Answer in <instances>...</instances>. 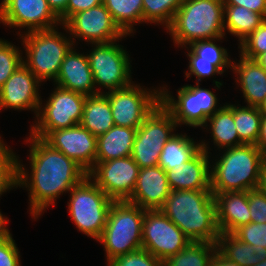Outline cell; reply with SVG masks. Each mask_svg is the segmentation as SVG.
<instances>
[{"instance_id":"1","label":"cell","mask_w":266,"mask_h":266,"mask_svg":"<svg viewBox=\"0 0 266 266\" xmlns=\"http://www.w3.org/2000/svg\"><path fill=\"white\" fill-rule=\"evenodd\" d=\"M26 138L30 145L28 159L31 172L17 156V188L29 191V214L37 220L48 207H54L56 199L79 184L87 172L43 139L31 134Z\"/></svg>"},{"instance_id":"2","label":"cell","mask_w":266,"mask_h":266,"mask_svg":"<svg viewBox=\"0 0 266 266\" xmlns=\"http://www.w3.org/2000/svg\"><path fill=\"white\" fill-rule=\"evenodd\" d=\"M160 210L191 241L217 243L220 232L211 190H173Z\"/></svg>"},{"instance_id":"3","label":"cell","mask_w":266,"mask_h":266,"mask_svg":"<svg viewBox=\"0 0 266 266\" xmlns=\"http://www.w3.org/2000/svg\"><path fill=\"white\" fill-rule=\"evenodd\" d=\"M263 156L264 153L256 145L250 144L220 151L216 157L218 159L215 158V162L212 160L210 164L212 193L258 188Z\"/></svg>"},{"instance_id":"4","label":"cell","mask_w":266,"mask_h":266,"mask_svg":"<svg viewBox=\"0 0 266 266\" xmlns=\"http://www.w3.org/2000/svg\"><path fill=\"white\" fill-rule=\"evenodd\" d=\"M224 0H184L166 29L174 45L188 46L197 40L225 36Z\"/></svg>"},{"instance_id":"5","label":"cell","mask_w":266,"mask_h":266,"mask_svg":"<svg viewBox=\"0 0 266 266\" xmlns=\"http://www.w3.org/2000/svg\"><path fill=\"white\" fill-rule=\"evenodd\" d=\"M61 26L68 38L67 34L59 32V27L23 32L19 36L25 50L23 64L41 83L56 80L65 55L74 46L67 28Z\"/></svg>"},{"instance_id":"6","label":"cell","mask_w":266,"mask_h":266,"mask_svg":"<svg viewBox=\"0 0 266 266\" xmlns=\"http://www.w3.org/2000/svg\"><path fill=\"white\" fill-rule=\"evenodd\" d=\"M144 214V209L127 200L112 203L105 228L97 240L103 245L107 263L142 248Z\"/></svg>"},{"instance_id":"7","label":"cell","mask_w":266,"mask_h":266,"mask_svg":"<svg viewBox=\"0 0 266 266\" xmlns=\"http://www.w3.org/2000/svg\"><path fill=\"white\" fill-rule=\"evenodd\" d=\"M67 203L71 220L78 231L98 240L105 228L109 209L114 202L88 176L70 191Z\"/></svg>"},{"instance_id":"8","label":"cell","mask_w":266,"mask_h":266,"mask_svg":"<svg viewBox=\"0 0 266 266\" xmlns=\"http://www.w3.org/2000/svg\"><path fill=\"white\" fill-rule=\"evenodd\" d=\"M168 86H160V104L171 114L178 127L186 125L193 128L203 127L207 119L222 105L215 92L196 85H184L177 90V99L168 91ZM218 107V108H217Z\"/></svg>"},{"instance_id":"9","label":"cell","mask_w":266,"mask_h":266,"mask_svg":"<svg viewBox=\"0 0 266 266\" xmlns=\"http://www.w3.org/2000/svg\"><path fill=\"white\" fill-rule=\"evenodd\" d=\"M48 99L41 98L29 134L45 139L52 131L80 124L86 96L55 85ZM44 102V103H43Z\"/></svg>"},{"instance_id":"10","label":"cell","mask_w":266,"mask_h":266,"mask_svg":"<svg viewBox=\"0 0 266 266\" xmlns=\"http://www.w3.org/2000/svg\"><path fill=\"white\" fill-rule=\"evenodd\" d=\"M118 42V43H117ZM119 40L108 43H91L87 53L91 72L98 94H104L131 85V55L119 44ZM104 88L106 91H102Z\"/></svg>"},{"instance_id":"11","label":"cell","mask_w":266,"mask_h":266,"mask_svg":"<svg viewBox=\"0 0 266 266\" xmlns=\"http://www.w3.org/2000/svg\"><path fill=\"white\" fill-rule=\"evenodd\" d=\"M178 125L171 114L159 104L137 128L131 157L139 168L158 166L160 153L175 134Z\"/></svg>"},{"instance_id":"12","label":"cell","mask_w":266,"mask_h":266,"mask_svg":"<svg viewBox=\"0 0 266 266\" xmlns=\"http://www.w3.org/2000/svg\"><path fill=\"white\" fill-rule=\"evenodd\" d=\"M160 87L149 89L133 82L131 85L105 92L115 126L138 128L160 104Z\"/></svg>"},{"instance_id":"13","label":"cell","mask_w":266,"mask_h":266,"mask_svg":"<svg viewBox=\"0 0 266 266\" xmlns=\"http://www.w3.org/2000/svg\"><path fill=\"white\" fill-rule=\"evenodd\" d=\"M190 242L191 240L160 209L145 210L142 248L164 262Z\"/></svg>"},{"instance_id":"14","label":"cell","mask_w":266,"mask_h":266,"mask_svg":"<svg viewBox=\"0 0 266 266\" xmlns=\"http://www.w3.org/2000/svg\"><path fill=\"white\" fill-rule=\"evenodd\" d=\"M76 46L79 41L91 43H108L126 38V35L113 20L103 3L82 12L73 14L63 24ZM76 43V44H75Z\"/></svg>"},{"instance_id":"15","label":"cell","mask_w":266,"mask_h":266,"mask_svg":"<svg viewBox=\"0 0 266 266\" xmlns=\"http://www.w3.org/2000/svg\"><path fill=\"white\" fill-rule=\"evenodd\" d=\"M139 165L131 156L96 162L87 176L114 201L128 200L136 186Z\"/></svg>"},{"instance_id":"16","label":"cell","mask_w":266,"mask_h":266,"mask_svg":"<svg viewBox=\"0 0 266 266\" xmlns=\"http://www.w3.org/2000/svg\"><path fill=\"white\" fill-rule=\"evenodd\" d=\"M0 23L17 31V35L34 30H48L58 26L60 19L50 9L47 0H1ZM21 29V30H20Z\"/></svg>"},{"instance_id":"17","label":"cell","mask_w":266,"mask_h":266,"mask_svg":"<svg viewBox=\"0 0 266 266\" xmlns=\"http://www.w3.org/2000/svg\"><path fill=\"white\" fill-rule=\"evenodd\" d=\"M44 141L74 160L87 173L96 163L97 137L80 124L52 131Z\"/></svg>"},{"instance_id":"18","label":"cell","mask_w":266,"mask_h":266,"mask_svg":"<svg viewBox=\"0 0 266 266\" xmlns=\"http://www.w3.org/2000/svg\"><path fill=\"white\" fill-rule=\"evenodd\" d=\"M41 84L24 64L20 65L0 88V111L30 110L36 117L42 98L39 93Z\"/></svg>"},{"instance_id":"19","label":"cell","mask_w":266,"mask_h":266,"mask_svg":"<svg viewBox=\"0 0 266 266\" xmlns=\"http://www.w3.org/2000/svg\"><path fill=\"white\" fill-rule=\"evenodd\" d=\"M200 146L201 150L192 159L166 171L171 191L211 190V148L205 140H201Z\"/></svg>"},{"instance_id":"20","label":"cell","mask_w":266,"mask_h":266,"mask_svg":"<svg viewBox=\"0 0 266 266\" xmlns=\"http://www.w3.org/2000/svg\"><path fill=\"white\" fill-rule=\"evenodd\" d=\"M171 193L167 174L159 166L139 169L136 186L128 202L144 210L160 209Z\"/></svg>"},{"instance_id":"21","label":"cell","mask_w":266,"mask_h":266,"mask_svg":"<svg viewBox=\"0 0 266 266\" xmlns=\"http://www.w3.org/2000/svg\"><path fill=\"white\" fill-rule=\"evenodd\" d=\"M76 50L73 46L65 55L54 85L85 96L97 95L98 88L95 87L88 57Z\"/></svg>"},{"instance_id":"22","label":"cell","mask_w":266,"mask_h":266,"mask_svg":"<svg viewBox=\"0 0 266 266\" xmlns=\"http://www.w3.org/2000/svg\"><path fill=\"white\" fill-rule=\"evenodd\" d=\"M220 233H234L251 222L247 191L213 193Z\"/></svg>"},{"instance_id":"23","label":"cell","mask_w":266,"mask_h":266,"mask_svg":"<svg viewBox=\"0 0 266 266\" xmlns=\"http://www.w3.org/2000/svg\"><path fill=\"white\" fill-rule=\"evenodd\" d=\"M240 60L232 61L231 70L236 75L237 88L243 93L244 103L259 107L266 99V70L256 60L240 55ZM238 61V62H237Z\"/></svg>"},{"instance_id":"24","label":"cell","mask_w":266,"mask_h":266,"mask_svg":"<svg viewBox=\"0 0 266 266\" xmlns=\"http://www.w3.org/2000/svg\"><path fill=\"white\" fill-rule=\"evenodd\" d=\"M136 128L113 126L97 137L96 162L131 156Z\"/></svg>"},{"instance_id":"25","label":"cell","mask_w":266,"mask_h":266,"mask_svg":"<svg viewBox=\"0 0 266 266\" xmlns=\"http://www.w3.org/2000/svg\"><path fill=\"white\" fill-rule=\"evenodd\" d=\"M209 123V125H208ZM209 126V128H208ZM201 129H208L212 137L211 142L217 150L242 145L239 140L233 119V104L224 103L223 106L210 116Z\"/></svg>"},{"instance_id":"26","label":"cell","mask_w":266,"mask_h":266,"mask_svg":"<svg viewBox=\"0 0 266 266\" xmlns=\"http://www.w3.org/2000/svg\"><path fill=\"white\" fill-rule=\"evenodd\" d=\"M80 125L96 137L114 126L110 103L104 94L86 96Z\"/></svg>"},{"instance_id":"27","label":"cell","mask_w":266,"mask_h":266,"mask_svg":"<svg viewBox=\"0 0 266 266\" xmlns=\"http://www.w3.org/2000/svg\"><path fill=\"white\" fill-rule=\"evenodd\" d=\"M224 31L238 38L240 44L254 32L266 19L243 6L226 5L224 3Z\"/></svg>"},{"instance_id":"28","label":"cell","mask_w":266,"mask_h":266,"mask_svg":"<svg viewBox=\"0 0 266 266\" xmlns=\"http://www.w3.org/2000/svg\"><path fill=\"white\" fill-rule=\"evenodd\" d=\"M201 150L200 141L187 134L175 133L164 145L158 166L165 171L192 159Z\"/></svg>"},{"instance_id":"29","label":"cell","mask_w":266,"mask_h":266,"mask_svg":"<svg viewBox=\"0 0 266 266\" xmlns=\"http://www.w3.org/2000/svg\"><path fill=\"white\" fill-rule=\"evenodd\" d=\"M216 245L217 251L224 258L241 266L256 265L264 254L238 239L233 233H220Z\"/></svg>"},{"instance_id":"30","label":"cell","mask_w":266,"mask_h":266,"mask_svg":"<svg viewBox=\"0 0 266 266\" xmlns=\"http://www.w3.org/2000/svg\"><path fill=\"white\" fill-rule=\"evenodd\" d=\"M103 4L126 35H134V26L143 23L142 0H103Z\"/></svg>"},{"instance_id":"31","label":"cell","mask_w":266,"mask_h":266,"mask_svg":"<svg viewBox=\"0 0 266 266\" xmlns=\"http://www.w3.org/2000/svg\"><path fill=\"white\" fill-rule=\"evenodd\" d=\"M233 119L239 140L243 144L257 145L262 119L259 107L233 104Z\"/></svg>"},{"instance_id":"32","label":"cell","mask_w":266,"mask_h":266,"mask_svg":"<svg viewBox=\"0 0 266 266\" xmlns=\"http://www.w3.org/2000/svg\"><path fill=\"white\" fill-rule=\"evenodd\" d=\"M217 245L191 241L185 248L164 261V266H209Z\"/></svg>"},{"instance_id":"33","label":"cell","mask_w":266,"mask_h":266,"mask_svg":"<svg viewBox=\"0 0 266 266\" xmlns=\"http://www.w3.org/2000/svg\"><path fill=\"white\" fill-rule=\"evenodd\" d=\"M143 23L164 26L165 30L172 24L175 13L184 0H142Z\"/></svg>"},{"instance_id":"34","label":"cell","mask_w":266,"mask_h":266,"mask_svg":"<svg viewBox=\"0 0 266 266\" xmlns=\"http://www.w3.org/2000/svg\"><path fill=\"white\" fill-rule=\"evenodd\" d=\"M187 48V57L189 59L188 71H185V77L188 79L195 76L196 82L199 83L202 79L209 78L211 76L223 75L230 68H232V61H206L199 60L197 56L188 46L182 47ZM227 68V69H226Z\"/></svg>"},{"instance_id":"35","label":"cell","mask_w":266,"mask_h":266,"mask_svg":"<svg viewBox=\"0 0 266 266\" xmlns=\"http://www.w3.org/2000/svg\"><path fill=\"white\" fill-rule=\"evenodd\" d=\"M1 137L0 135V198L7 191L17 188L18 156Z\"/></svg>"},{"instance_id":"36","label":"cell","mask_w":266,"mask_h":266,"mask_svg":"<svg viewBox=\"0 0 266 266\" xmlns=\"http://www.w3.org/2000/svg\"><path fill=\"white\" fill-rule=\"evenodd\" d=\"M20 49L21 47L0 38V88L23 64V51Z\"/></svg>"},{"instance_id":"37","label":"cell","mask_w":266,"mask_h":266,"mask_svg":"<svg viewBox=\"0 0 266 266\" xmlns=\"http://www.w3.org/2000/svg\"><path fill=\"white\" fill-rule=\"evenodd\" d=\"M225 36L213 39L197 40L188 45V47L199 56V60L206 61H232L227 49L217 45Z\"/></svg>"},{"instance_id":"38","label":"cell","mask_w":266,"mask_h":266,"mask_svg":"<svg viewBox=\"0 0 266 266\" xmlns=\"http://www.w3.org/2000/svg\"><path fill=\"white\" fill-rule=\"evenodd\" d=\"M238 45L240 55L248 59L255 60L260 54L266 52V19Z\"/></svg>"},{"instance_id":"39","label":"cell","mask_w":266,"mask_h":266,"mask_svg":"<svg viewBox=\"0 0 266 266\" xmlns=\"http://www.w3.org/2000/svg\"><path fill=\"white\" fill-rule=\"evenodd\" d=\"M238 239L266 254V223L250 222L233 233Z\"/></svg>"},{"instance_id":"40","label":"cell","mask_w":266,"mask_h":266,"mask_svg":"<svg viewBox=\"0 0 266 266\" xmlns=\"http://www.w3.org/2000/svg\"><path fill=\"white\" fill-rule=\"evenodd\" d=\"M106 264V266H164L162 260L144 248L117 256Z\"/></svg>"},{"instance_id":"41","label":"cell","mask_w":266,"mask_h":266,"mask_svg":"<svg viewBox=\"0 0 266 266\" xmlns=\"http://www.w3.org/2000/svg\"><path fill=\"white\" fill-rule=\"evenodd\" d=\"M251 222L266 223V194L259 188L247 191Z\"/></svg>"},{"instance_id":"42","label":"cell","mask_w":266,"mask_h":266,"mask_svg":"<svg viewBox=\"0 0 266 266\" xmlns=\"http://www.w3.org/2000/svg\"><path fill=\"white\" fill-rule=\"evenodd\" d=\"M20 251L10 233L0 240V266H22Z\"/></svg>"},{"instance_id":"43","label":"cell","mask_w":266,"mask_h":266,"mask_svg":"<svg viewBox=\"0 0 266 266\" xmlns=\"http://www.w3.org/2000/svg\"><path fill=\"white\" fill-rule=\"evenodd\" d=\"M226 5L243 6L266 18V0H224Z\"/></svg>"},{"instance_id":"44","label":"cell","mask_w":266,"mask_h":266,"mask_svg":"<svg viewBox=\"0 0 266 266\" xmlns=\"http://www.w3.org/2000/svg\"><path fill=\"white\" fill-rule=\"evenodd\" d=\"M103 3V0H68L67 20L75 13L82 12Z\"/></svg>"},{"instance_id":"45","label":"cell","mask_w":266,"mask_h":266,"mask_svg":"<svg viewBox=\"0 0 266 266\" xmlns=\"http://www.w3.org/2000/svg\"><path fill=\"white\" fill-rule=\"evenodd\" d=\"M47 3L53 13L60 19L61 24L67 21L68 0H47Z\"/></svg>"},{"instance_id":"46","label":"cell","mask_w":266,"mask_h":266,"mask_svg":"<svg viewBox=\"0 0 266 266\" xmlns=\"http://www.w3.org/2000/svg\"><path fill=\"white\" fill-rule=\"evenodd\" d=\"M264 154H266V115H262L260 133L256 145Z\"/></svg>"},{"instance_id":"47","label":"cell","mask_w":266,"mask_h":266,"mask_svg":"<svg viewBox=\"0 0 266 266\" xmlns=\"http://www.w3.org/2000/svg\"><path fill=\"white\" fill-rule=\"evenodd\" d=\"M209 266H241L224 258L218 251L214 254Z\"/></svg>"},{"instance_id":"48","label":"cell","mask_w":266,"mask_h":266,"mask_svg":"<svg viewBox=\"0 0 266 266\" xmlns=\"http://www.w3.org/2000/svg\"><path fill=\"white\" fill-rule=\"evenodd\" d=\"M258 188L266 194V154L261 162L260 182Z\"/></svg>"},{"instance_id":"49","label":"cell","mask_w":266,"mask_h":266,"mask_svg":"<svg viewBox=\"0 0 266 266\" xmlns=\"http://www.w3.org/2000/svg\"><path fill=\"white\" fill-rule=\"evenodd\" d=\"M7 218L8 217H5L0 211V240L4 239L10 234V230L7 227L8 225H6L9 221Z\"/></svg>"},{"instance_id":"50","label":"cell","mask_w":266,"mask_h":266,"mask_svg":"<svg viewBox=\"0 0 266 266\" xmlns=\"http://www.w3.org/2000/svg\"><path fill=\"white\" fill-rule=\"evenodd\" d=\"M255 60L263 69L266 70V52L260 54Z\"/></svg>"},{"instance_id":"51","label":"cell","mask_w":266,"mask_h":266,"mask_svg":"<svg viewBox=\"0 0 266 266\" xmlns=\"http://www.w3.org/2000/svg\"><path fill=\"white\" fill-rule=\"evenodd\" d=\"M260 112L262 115H266V99L264 102L259 106Z\"/></svg>"},{"instance_id":"52","label":"cell","mask_w":266,"mask_h":266,"mask_svg":"<svg viewBox=\"0 0 266 266\" xmlns=\"http://www.w3.org/2000/svg\"><path fill=\"white\" fill-rule=\"evenodd\" d=\"M254 266H266V254H263L261 261Z\"/></svg>"}]
</instances>
